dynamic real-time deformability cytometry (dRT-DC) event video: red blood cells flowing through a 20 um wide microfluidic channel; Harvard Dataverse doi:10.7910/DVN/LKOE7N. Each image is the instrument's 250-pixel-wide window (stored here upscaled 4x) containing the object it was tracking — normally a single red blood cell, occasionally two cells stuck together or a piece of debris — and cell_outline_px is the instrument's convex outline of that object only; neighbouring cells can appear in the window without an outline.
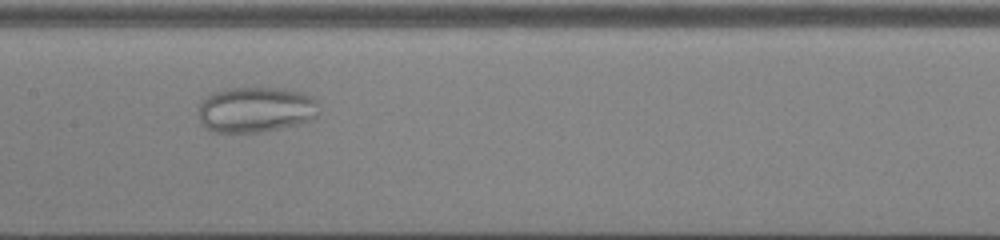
{"species": "common noctule bat (a hibernating species)", "species_latin": "Nyctalus noctula", "temperature_condition": "cold", "stored_images_in_passage": 38, "camera_frame_rate_fps": 3000, "um_per_image_px": 0.085, "animal": {"sex": "male", "body_mass_g": 13.0, "forearm_length_mm": 53.1}, "frame": {"image": 1, "passage_image": 13, "time_ms": 4.0, "image_size_px": [1000, 240], "cell_outline_px": [[320, 112], [316, 120], [260, 132], [212, 132], [200, 124], [200, 104], [208, 96], [216, 92], [228, 88], [284, 88], [304, 92], [312, 96], [316, 100]], "centroid_in_image_um": [21.81, 9.32], "position_along_channel_um": 185.6, "area_um2": 32.25}}
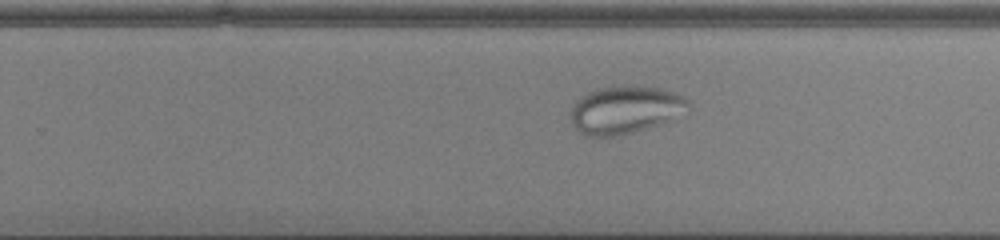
{"frame": {"image": 2, "passage_image": 20, "time_ms": 6.333, "image_size_px": [1000, 240], "cell_outline_px": [[688, 104], [672, 120], [660, 124], [632, 132], [616, 136], [584, 136], [572, 124], [568, 112], [572, 104], [576, 100], [588, 92], [600, 88], [660, 88], [684, 96], [688, 100]], "centroid_in_image_um": [53.05, 9.37], "position_along_channel_um": 276.8, "area_um2": 31.91}}